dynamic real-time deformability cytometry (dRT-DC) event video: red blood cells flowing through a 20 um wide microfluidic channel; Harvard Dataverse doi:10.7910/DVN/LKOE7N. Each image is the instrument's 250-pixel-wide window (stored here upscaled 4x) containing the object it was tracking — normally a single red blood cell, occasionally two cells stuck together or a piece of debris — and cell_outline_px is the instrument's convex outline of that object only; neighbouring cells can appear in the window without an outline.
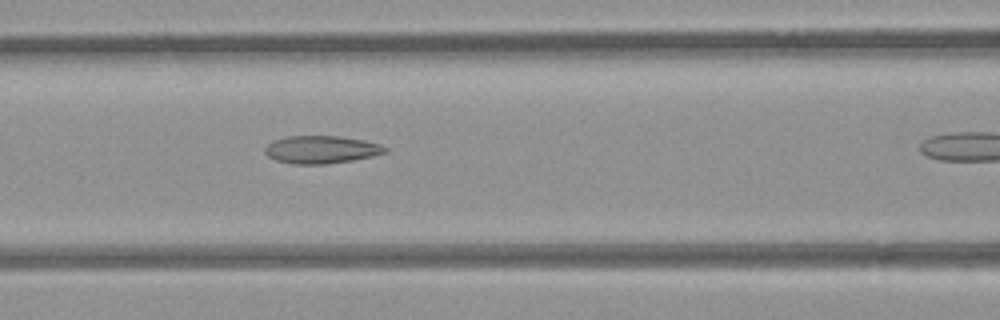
{"species": "common noctule bat (a hibernating species)", "species_latin": "Nyctalus noctula", "temperature_condition": "room temperature", "stored_images_in_passage": 23, "camera_frame_rate_fps": 3000, "um_per_image_px": 0.085, "animal": {"sex": "female", "body_mass_g": 21.9}, "frame": {"image": 1, "passage_image": 10, "time_ms": 3.0, "image_size_px": [1000, 320], "cell_outline_px": [[388, 152], [372, 156], [352, 160], [324, 164], [292, 164], [276, 160], [268, 156], [264, 152], [264, 148], [272, 140], [284, 136], [340, 136], [364, 140], [380, 144], [388, 148]], "centroid_in_image_um": [27.29, 12.7], "position_along_channel_um": 139.3, "area_um2": 19.54}}